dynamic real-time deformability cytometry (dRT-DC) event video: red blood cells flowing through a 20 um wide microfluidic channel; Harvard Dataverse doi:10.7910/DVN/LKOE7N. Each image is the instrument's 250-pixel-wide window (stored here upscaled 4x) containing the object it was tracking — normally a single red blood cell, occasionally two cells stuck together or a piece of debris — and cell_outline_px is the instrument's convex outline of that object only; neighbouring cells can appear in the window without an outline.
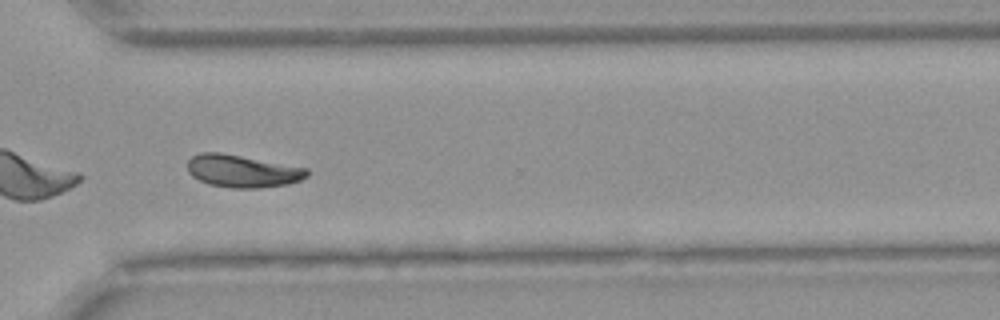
{"species": "Egyptian fruit bat (a non-hibernating species)", "species_latin": "Rousettus aegyptiacus", "temperature_condition": "warm", "stored_images_in_passage": 52, "camera_frame_rate_fps": 3000, "um_per_image_px": 0.085, "animal": {"sex": "female"}, "frame": {"image": 1, "passage_image": 37, "time_ms": 12.0, "image_size_px": [1000, 320], "cell_outline_px": [[308, 176], [300, 180], [288, 184], [260, 188], [232, 188], [208, 184], [192, 176], [188, 172], [188, 160], [192, 156], [200, 152], [220, 152], [308, 168]], "centroid_in_image_um": [20.6, 14.54], "position_along_channel_um": 350.0, "area_um2": 22.66}, "authors_computed_cell_mechanics": {"area_um2": 22.3108, "velocity_mm_per_s": 3.9517, "shape_relaxation_time_tau1_ms": 6.3318, "shape_relaxation_time_tau2_ms": 9.5554, "deformation_change_tau1": 0.183, "deformation_change_tau2": 0.1182}}